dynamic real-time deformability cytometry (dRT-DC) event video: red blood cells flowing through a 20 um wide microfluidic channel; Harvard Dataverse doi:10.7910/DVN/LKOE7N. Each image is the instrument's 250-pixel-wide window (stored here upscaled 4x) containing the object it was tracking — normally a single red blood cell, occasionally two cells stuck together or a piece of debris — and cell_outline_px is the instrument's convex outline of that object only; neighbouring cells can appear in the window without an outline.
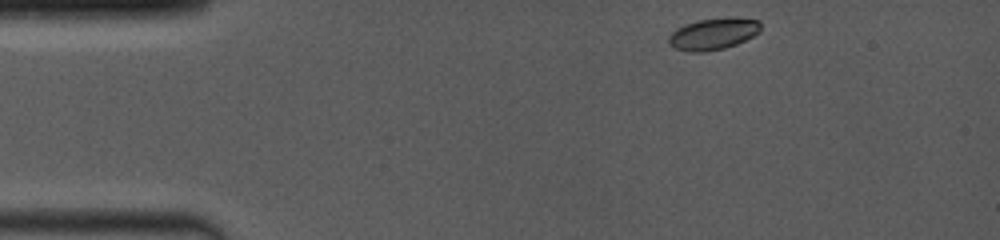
{"species": "common noctule bat (a hibernating species)", "species_latin": "Nyctalus noctula", "temperature_condition": "room temperature", "stored_images_in_passage": 52, "camera_frame_rate_fps": 4000, "um_per_image_px": 0.085, "animal": {"sex": "female", "body_mass_g": 19.0, "forearm_length_mm": 53.3}, "frame": {"image": 1, "passage_image": 1, "time_ms": 0.0, "image_size_px": [1000, 240], "cell_outline_px": [[760, 32], [736, 44], [724, 48], [704, 52], [688, 52], [676, 48], [668, 44], [668, 36], [676, 28], [700, 20], [728, 16], [760, 20]], "centroid_in_image_um": [60.63, 2.87], "position_along_channel_um": 24.4, "area_um2": 16.99}}
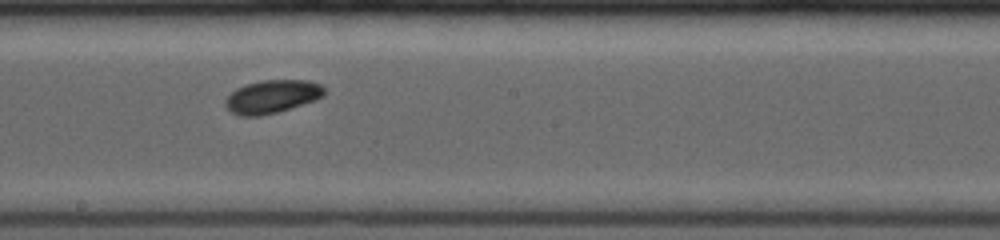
{"frame": {"image": 2, "passage_image": 28, "time_ms": 6.75, "image_size_px": [1000, 240], "cell_outline_px": [[324, 96], [316, 100], [276, 112], [260, 116], [240, 116], [232, 112], [224, 104], [224, 100], [236, 88], [248, 84], [264, 80], [308, 80], [320, 84], [324, 88]], "centroid_in_image_um": [23.13, 8.21], "position_along_channel_um": 225.1, "area_um2": 18.96}}
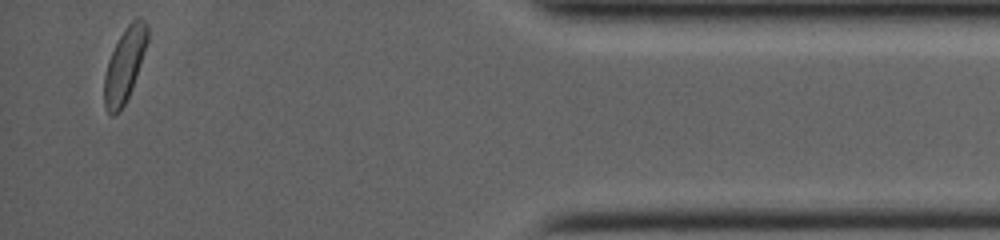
{"frame": {"image": 3, "passage_image": 52, "time_ms": 12.75, "image_size_px": [1000, 240], "cell_outline_px": [[148, 40], [132, 88], [120, 112], [112, 116], [108, 116], [104, 108], [104, 76], [108, 60], [120, 36], [128, 24], [136, 16], [140, 16], [148, 24]], "centroid_in_image_um": [10.58, 5.54], "position_along_channel_um": 424.6, "area_um2": 18.61}, "authors_computed_cell_mechanics": {"area_um2": 18.4671, "velocity_mm_per_s": 4.0716, "shape_relaxation_time_tau1_ms": 2.3133, "shape_relaxation_time_tau2_ms": null, "deformation_change_tau1": 0.0893, "deformation_change_tau2": null}}